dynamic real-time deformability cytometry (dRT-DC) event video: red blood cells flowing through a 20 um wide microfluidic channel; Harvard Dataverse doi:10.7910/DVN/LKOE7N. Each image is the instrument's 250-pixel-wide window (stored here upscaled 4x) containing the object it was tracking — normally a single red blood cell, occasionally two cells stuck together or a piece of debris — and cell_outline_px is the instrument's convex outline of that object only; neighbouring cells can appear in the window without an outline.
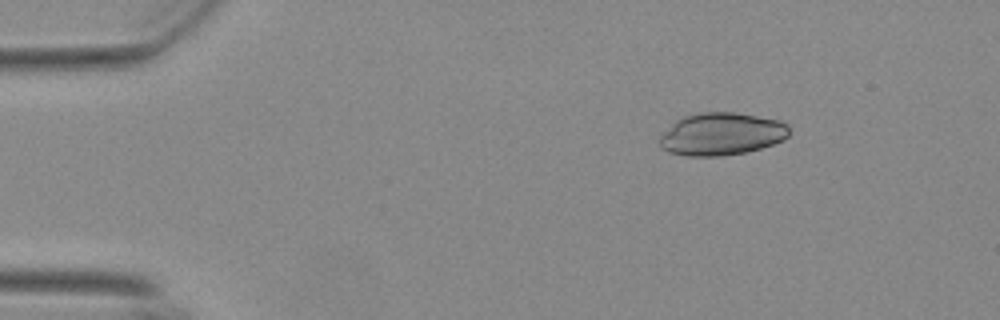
{"species": "Egyptian fruit bat (a non-hibernating species)", "species_latin": "Rousettus aegyptiacus", "temperature_condition": "warm", "stored_images_in_passage": 48, "camera_frame_rate_fps": 3000, "um_per_image_px": 0.085, "animal": {"sex": "female"}, "frame": {"image": 1, "passage_image": 1, "time_ms": 0.0, "image_size_px": [1000, 320], "cell_outline_px": [[788, 136], [784, 140], [760, 148], [744, 152], [720, 156], [688, 156], [668, 152], [660, 148], [660, 136], [676, 120], [684, 116], [700, 112], [736, 112], [780, 120], [788, 124]], "centroid_in_image_um": [61.32, 11.38], "position_along_channel_um": 23.7, "area_um2": 32.14}}
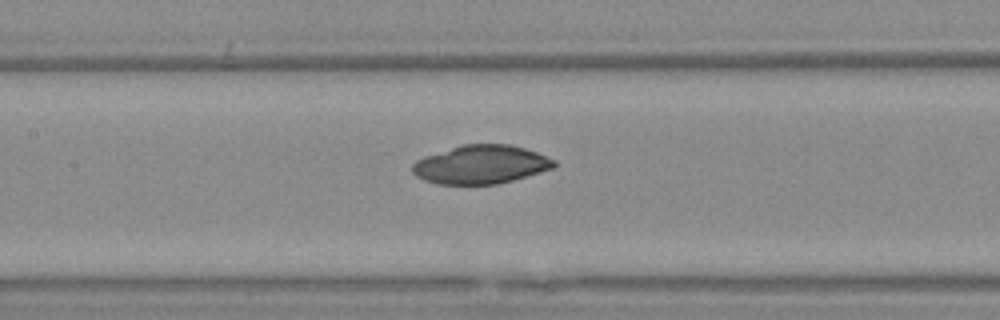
{"frame": {"image": 2, "passage_image": 19, "time_ms": 6.0, "image_size_px": [1000, 320], "cell_outline_px": [[556, 164], [552, 168], [540, 172], [512, 180], [496, 184], [436, 184], [424, 180], [416, 176], [412, 172], [412, 164], [416, 160], [424, 156], [464, 144], [508, 144], [524, 148], [536, 152], [556, 160]], "centroid_in_image_um": [40.85, 13.98], "position_along_channel_um": 166.6, "area_um2": 31.67}}
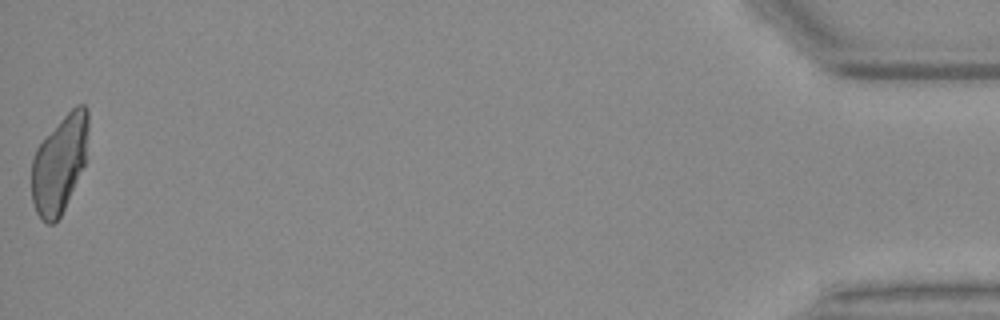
{"frame": {"image": 3, "passage_image": 48, "time_ms": 15.667, "image_size_px": [1000, 320], "cell_outline_px": [[88, 128], [84, 164], [64, 208], [60, 216], [52, 224], [48, 224], [36, 212], [32, 200], [32, 160], [36, 148], [60, 120], [76, 104], [84, 104], [88, 108]], "centroid_in_image_um": [5.05, 13.9], "position_along_channel_um": 430.2, "area_um2": 31.56}}